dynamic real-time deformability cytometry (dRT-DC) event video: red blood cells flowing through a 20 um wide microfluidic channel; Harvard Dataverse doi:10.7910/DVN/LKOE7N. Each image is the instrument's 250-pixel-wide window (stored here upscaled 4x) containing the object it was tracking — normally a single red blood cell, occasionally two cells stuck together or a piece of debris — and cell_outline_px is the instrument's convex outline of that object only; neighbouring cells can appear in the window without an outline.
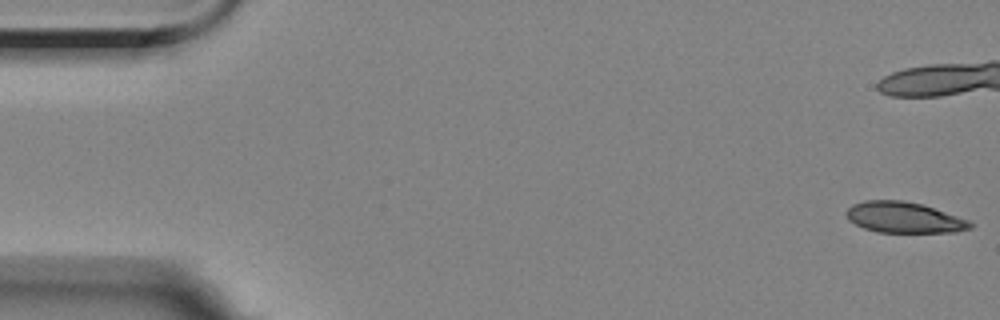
{"species": "Egyptian fruit bat (a non-hibernating species)", "species_latin": "Rousettus aegyptiacus", "temperature_condition": "room temperature", "stored_images_in_passage": 51, "camera_frame_rate_fps": 3000, "um_per_image_px": 0.085, "animal": {"sex": "female"}, "frame": {"image": 1, "passage_image": 1, "time_ms": 0.0, "image_size_px": [1000, 320], "cell_outline_px": [[976, 224], [972, 228], [956, 232], [876, 232], [864, 228], [848, 220], [844, 212], [852, 204], [864, 200], [900, 200], [920, 204], [968, 220]], "centroid_in_image_um": [76.81, 18.49], "position_along_channel_um": 8.2, "area_um2": 22.2}, "authors_computed_cell_mechanics": {"area_um2": 24.3338, "velocity_mm_per_s": 3.5312, "shape_relaxation_time_tau1_ms": null, "shape_relaxation_time_tau2_ms": 2.6863, "deformation_change_tau1": null, "deformation_change_tau2": 0.1051}}